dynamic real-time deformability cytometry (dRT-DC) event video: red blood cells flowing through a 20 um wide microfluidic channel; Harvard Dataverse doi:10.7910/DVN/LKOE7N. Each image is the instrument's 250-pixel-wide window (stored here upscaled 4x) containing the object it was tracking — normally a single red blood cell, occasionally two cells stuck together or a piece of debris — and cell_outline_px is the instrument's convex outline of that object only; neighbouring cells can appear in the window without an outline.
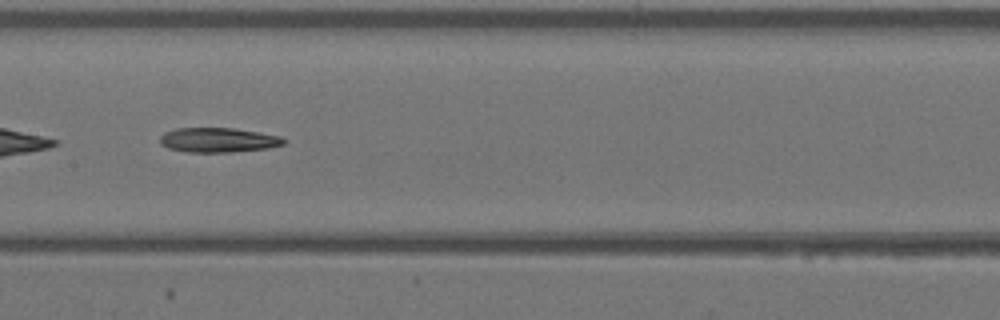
{"species": "Egyptian fruit bat (a non-hibernating species)", "species_latin": "Rousettus aegyptiacus", "temperature_condition": "warm", "stored_images_in_passage": 23, "camera_frame_rate_fps": 3000, "um_per_image_px": 0.085, "animal": {"sex": "female"}, "frame": {"image": 1, "passage_image": 10, "time_ms": 3.0, "image_size_px": [1000, 320], "cell_outline_px": [[284, 144], [268, 148], [232, 152], [188, 152], [168, 148], [160, 144], [160, 136], [164, 132], [176, 128], [232, 128], [260, 132], [280, 136], [284, 140]], "centroid_in_image_um": [18.52, 11.9], "position_along_channel_um": 188.9, "area_um2": 17.74}}
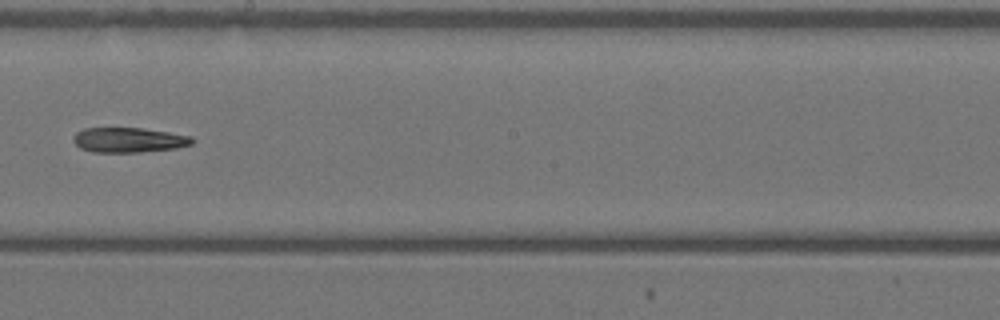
{"frame": {"image": 2, "passage_image": 13, "time_ms": 4.0, "image_size_px": [1000, 320], "cell_outline_px": [[196, 140], [192, 144], [176, 148], [140, 152], [92, 152], [80, 148], [72, 140], [72, 136], [76, 132], [84, 128], [144, 128], [192, 136]], "centroid_in_image_um": [10.94, 11.89], "position_along_channel_um": 237.3, "area_um2": 17.4}}